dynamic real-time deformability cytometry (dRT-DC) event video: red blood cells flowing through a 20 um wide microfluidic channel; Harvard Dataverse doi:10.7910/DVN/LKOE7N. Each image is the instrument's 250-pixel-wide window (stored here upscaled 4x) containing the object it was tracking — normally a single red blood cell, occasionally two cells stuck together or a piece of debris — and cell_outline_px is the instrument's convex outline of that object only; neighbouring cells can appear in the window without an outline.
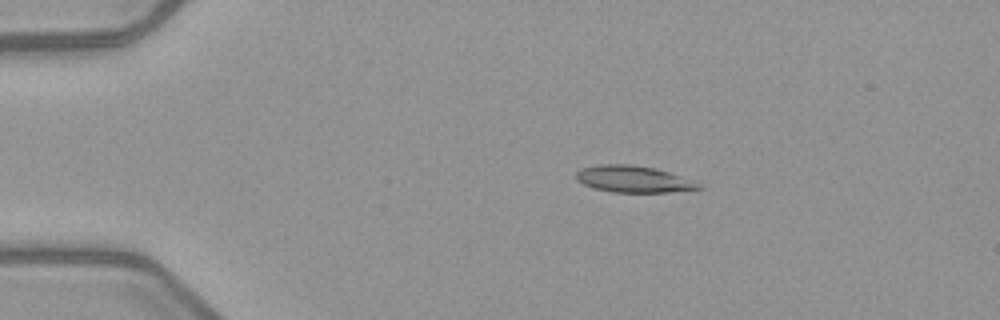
{"species": "common noctule bat (a hibernating species)", "species_latin": "Nyctalus noctula", "temperature_condition": "warm", "stored_images_in_passage": 3, "camera_frame_rate_fps": 3000, "um_per_image_px": 0.085, "animal": {"sex": "female", "body_mass_g": 21.9}, "frame": {"image": 1, "passage_image": 2, "time_ms": 1.0, "image_size_px": [1000, 320], "cell_outline_px": [[704, 188], [668, 192], [612, 192], [592, 188], [576, 180], [576, 172], [584, 168], [600, 164], [632, 164], [652, 168], [668, 172], [692, 180], [700, 184]], "centroid_in_image_um": [53.82, 15.23], "position_along_channel_um": 31.2, "area_um2": 18.84}}